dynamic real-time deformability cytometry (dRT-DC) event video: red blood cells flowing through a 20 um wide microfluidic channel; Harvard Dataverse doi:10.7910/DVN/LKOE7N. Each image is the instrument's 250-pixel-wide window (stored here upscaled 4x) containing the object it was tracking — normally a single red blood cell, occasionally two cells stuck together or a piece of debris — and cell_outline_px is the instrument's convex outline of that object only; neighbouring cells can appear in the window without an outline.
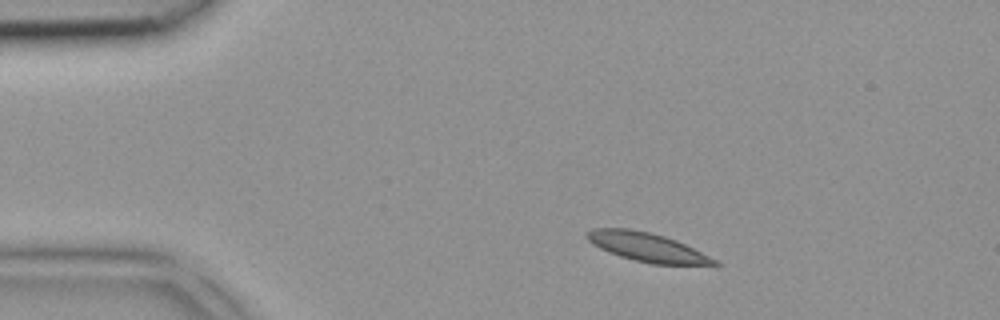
{"species": "common noctule bat (a hibernating species)", "species_latin": "Nyctalus noctula", "temperature_condition": "room temperature", "stored_images_in_passage": 2, "camera_frame_rate_fps": 3000, "um_per_image_px": 0.085, "animal": {"sex": "female", "body_mass_g": 18.4}, "frame": {"image": 1, "passage_image": 1, "time_ms": 0.0, "image_size_px": [1000, 320], "cell_outline_px": [[720, 264], [716, 268], [652, 264], [620, 256], [608, 252], [592, 244], [584, 236], [584, 232], [592, 228], [628, 228], [648, 232], [664, 236], [676, 240], [720, 260]], "centroid_in_image_um": [55.15, 21.06], "position_along_channel_um": 29.8, "area_um2": 22.37}}